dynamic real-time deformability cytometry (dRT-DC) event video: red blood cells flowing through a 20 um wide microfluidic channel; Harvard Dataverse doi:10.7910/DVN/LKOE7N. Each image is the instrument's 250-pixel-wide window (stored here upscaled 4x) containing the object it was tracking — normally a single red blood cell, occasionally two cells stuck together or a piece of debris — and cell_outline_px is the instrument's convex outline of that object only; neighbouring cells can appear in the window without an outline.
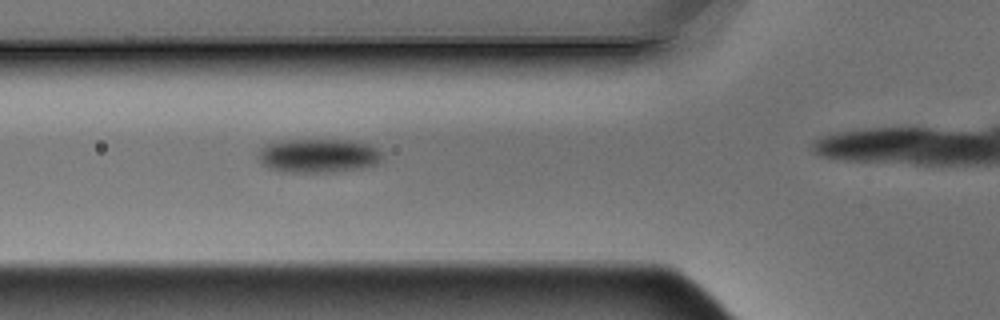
{"species": "Egyptian fruit bat (a non-hibernating species)", "species_latin": "Rousettus aegyptiacus", "temperature_condition": "warm", "stored_images_in_passage": 4, "camera_frame_rate_fps": 3000, "um_per_image_px": 0.085, "animal": {"sex": "male"}, "frame": {"image": 1, "passage_image": 3, "time_ms": 0.667, "image_size_px": [1000, 320], "cell_outline_px": [[384, 152], [380, 160], [376, 164], [360, 168], [332, 172], [280, 172], [268, 168], [260, 164], [260, 148], [268, 144], [288, 140], [348, 140], [368, 144]], "centroid_in_image_um": [27.06, 13.24], "position_along_channel_um": 98.7, "area_um2": 24.45}}